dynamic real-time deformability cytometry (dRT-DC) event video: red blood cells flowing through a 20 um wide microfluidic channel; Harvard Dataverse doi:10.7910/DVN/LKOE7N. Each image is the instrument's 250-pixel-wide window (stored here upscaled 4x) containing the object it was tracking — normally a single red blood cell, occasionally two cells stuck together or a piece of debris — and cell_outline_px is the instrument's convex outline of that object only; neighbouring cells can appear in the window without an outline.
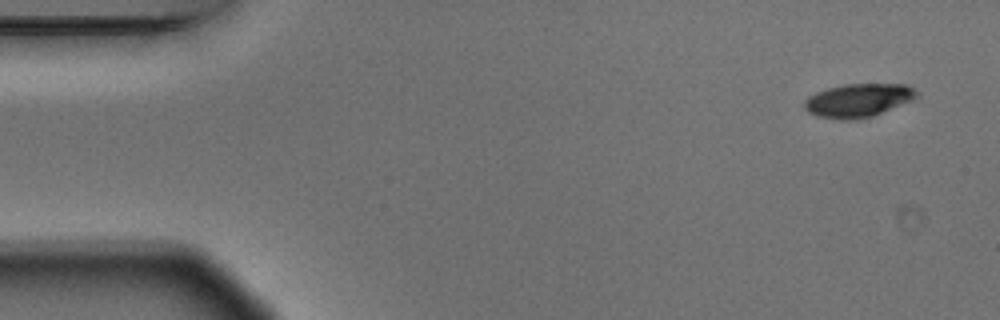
{"species": "Egyptian fruit bat (a non-hibernating species)", "species_latin": "Rousettus aegyptiacus", "temperature_condition": "warm", "stored_images_in_passage": 4, "camera_frame_rate_fps": 3000, "um_per_image_px": 0.085, "animal": {"sex": "male"}, "frame": {"image": 1, "passage_image": 1, "time_ms": 0.0, "image_size_px": [1000, 320], "cell_outline_px": [[920, 96], [912, 100], [872, 116], [856, 120], [840, 120], [816, 116], [808, 112], [804, 108], [804, 100], [808, 96], [816, 92], [828, 88], [844, 84], [908, 84], [920, 92]], "centroid_in_image_um": [72.96, 8.53], "position_along_channel_um": 12.0, "area_um2": 22.14}}
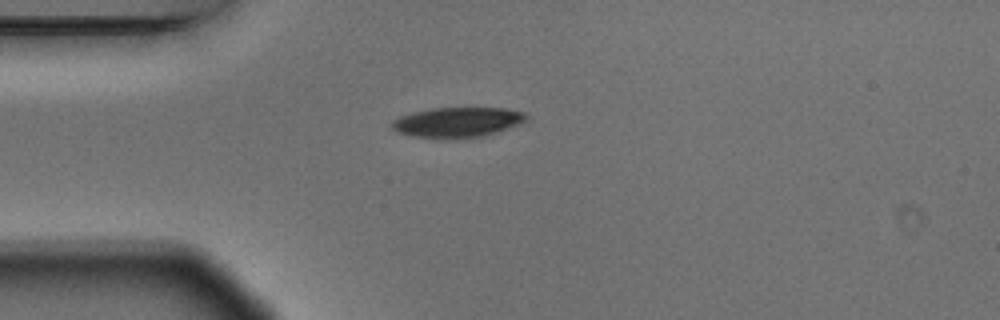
{"frame": {"image": 2, "passage_image": 4, "time_ms": 1.0, "image_size_px": [1000, 320], "cell_outline_px": [[528, 116], [524, 120], [516, 124], [496, 132], [484, 136], [412, 136], [396, 132], [392, 128], [392, 120], [400, 116], [412, 112], [432, 108], [504, 108], [524, 112]], "centroid_in_image_um": [38.84, 10.35], "position_along_channel_um": 46.2, "area_um2": 22.6}}